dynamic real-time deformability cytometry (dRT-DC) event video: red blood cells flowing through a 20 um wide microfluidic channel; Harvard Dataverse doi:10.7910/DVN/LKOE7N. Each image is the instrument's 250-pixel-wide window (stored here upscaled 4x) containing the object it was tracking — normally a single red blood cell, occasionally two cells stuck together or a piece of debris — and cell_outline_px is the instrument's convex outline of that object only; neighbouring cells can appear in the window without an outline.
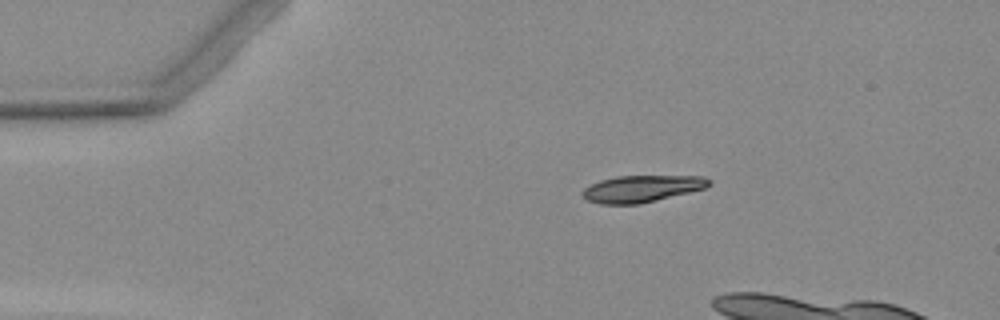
{"species": "Egyptian fruit bat (a non-hibernating species)", "species_latin": "Rousettus aegyptiacus", "temperature_condition": "warm", "stored_images_in_passage": 5, "camera_frame_rate_fps": 3000, "um_per_image_px": 0.085, "animal": {"sex": "female"}, "frame": {"image": 1, "passage_image": 5, "time_ms": 6.333, "image_size_px": [1000, 320], "cell_outline_px": [[712, 184], [704, 188], [640, 204], [600, 204], [588, 200], [580, 192], [584, 188], [600, 180], [620, 176], [700, 176], [712, 180]], "centroid_in_image_um": [54.54, 16.04], "position_along_channel_um": 30.5, "area_um2": 19.54}}